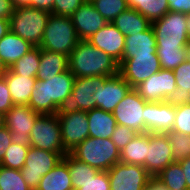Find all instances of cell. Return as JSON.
Listing matches in <instances>:
<instances>
[{"instance_id":"obj_44","label":"cell","mask_w":190,"mask_h":190,"mask_svg":"<svg viewBox=\"0 0 190 190\" xmlns=\"http://www.w3.org/2000/svg\"><path fill=\"white\" fill-rule=\"evenodd\" d=\"M12 143L10 130L3 125L0 127V163L3 160L4 154L8 147H10Z\"/></svg>"},{"instance_id":"obj_8","label":"cell","mask_w":190,"mask_h":190,"mask_svg":"<svg viewBox=\"0 0 190 190\" xmlns=\"http://www.w3.org/2000/svg\"><path fill=\"white\" fill-rule=\"evenodd\" d=\"M30 146L61 154L68 153L63 145L57 114H40L30 133Z\"/></svg>"},{"instance_id":"obj_3","label":"cell","mask_w":190,"mask_h":190,"mask_svg":"<svg viewBox=\"0 0 190 190\" xmlns=\"http://www.w3.org/2000/svg\"><path fill=\"white\" fill-rule=\"evenodd\" d=\"M69 153L99 171H108L120 162V151L110 138L88 137Z\"/></svg>"},{"instance_id":"obj_40","label":"cell","mask_w":190,"mask_h":190,"mask_svg":"<svg viewBox=\"0 0 190 190\" xmlns=\"http://www.w3.org/2000/svg\"><path fill=\"white\" fill-rule=\"evenodd\" d=\"M137 134L127 126L117 125L110 139L121 151Z\"/></svg>"},{"instance_id":"obj_14","label":"cell","mask_w":190,"mask_h":190,"mask_svg":"<svg viewBox=\"0 0 190 190\" xmlns=\"http://www.w3.org/2000/svg\"><path fill=\"white\" fill-rule=\"evenodd\" d=\"M171 163L174 158L167 135L147 132V158L143 167L154 178Z\"/></svg>"},{"instance_id":"obj_12","label":"cell","mask_w":190,"mask_h":190,"mask_svg":"<svg viewBox=\"0 0 190 190\" xmlns=\"http://www.w3.org/2000/svg\"><path fill=\"white\" fill-rule=\"evenodd\" d=\"M40 114L28 105H14L6 114L4 125L10 130L12 143L30 146V133Z\"/></svg>"},{"instance_id":"obj_1","label":"cell","mask_w":190,"mask_h":190,"mask_svg":"<svg viewBox=\"0 0 190 190\" xmlns=\"http://www.w3.org/2000/svg\"><path fill=\"white\" fill-rule=\"evenodd\" d=\"M69 71L76 77L119 74V63L87 40H80L69 57Z\"/></svg>"},{"instance_id":"obj_11","label":"cell","mask_w":190,"mask_h":190,"mask_svg":"<svg viewBox=\"0 0 190 190\" xmlns=\"http://www.w3.org/2000/svg\"><path fill=\"white\" fill-rule=\"evenodd\" d=\"M107 172L110 190H145L153 179L141 165L119 162Z\"/></svg>"},{"instance_id":"obj_9","label":"cell","mask_w":190,"mask_h":190,"mask_svg":"<svg viewBox=\"0 0 190 190\" xmlns=\"http://www.w3.org/2000/svg\"><path fill=\"white\" fill-rule=\"evenodd\" d=\"M62 159L63 156L59 153L30 146L25 165L20 170L24 181L31 190H36L42 177L51 171Z\"/></svg>"},{"instance_id":"obj_42","label":"cell","mask_w":190,"mask_h":190,"mask_svg":"<svg viewBox=\"0 0 190 190\" xmlns=\"http://www.w3.org/2000/svg\"><path fill=\"white\" fill-rule=\"evenodd\" d=\"M77 190H110V182L107 171H99L94 178L81 184Z\"/></svg>"},{"instance_id":"obj_26","label":"cell","mask_w":190,"mask_h":190,"mask_svg":"<svg viewBox=\"0 0 190 190\" xmlns=\"http://www.w3.org/2000/svg\"><path fill=\"white\" fill-rule=\"evenodd\" d=\"M177 88L169 95L166 102L172 106L190 103V60H186L174 70Z\"/></svg>"},{"instance_id":"obj_7","label":"cell","mask_w":190,"mask_h":190,"mask_svg":"<svg viewBox=\"0 0 190 190\" xmlns=\"http://www.w3.org/2000/svg\"><path fill=\"white\" fill-rule=\"evenodd\" d=\"M157 42V49H186L189 43L186 14L169 11L165 16L151 23Z\"/></svg>"},{"instance_id":"obj_35","label":"cell","mask_w":190,"mask_h":190,"mask_svg":"<svg viewBox=\"0 0 190 190\" xmlns=\"http://www.w3.org/2000/svg\"><path fill=\"white\" fill-rule=\"evenodd\" d=\"M0 190H31L20 170L0 165Z\"/></svg>"},{"instance_id":"obj_5","label":"cell","mask_w":190,"mask_h":190,"mask_svg":"<svg viewBox=\"0 0 190 190\" xmlns=\"http://www.w3.org/2000/svg\"><path fill=\"white\" fill-rule=\"evenodd\" d=\"M51 13L31 6L17 7L10 16V31L39 47Z\"/></svg>"},{"instance_id":"obj_17","label":"cell","mask_w":190,"mask_h":190,"mask_svg":"<svg viewBox=\"0 0 190 190\" xmlns=\"http://www.w3.org/2000/svg\"><path fill=\"white\" fill-rule=\"evenodd\" d=\"M175 106L165 102H148L145 105V133H166L175 121Z\"/></svg>"},{"instance_id":"obj_33","label":"cell","mask_w":190,"mask_h":190,"mask_svg":"<svg viewBox=\"0 0 190 190\" xmlns=\"http://www.w3.org/2000/svg\"><path fill=\"white\" fill-rule=\"evenodd\" d=\"M41 48L34 47L28 53L18 59L10 69L17 75L36 77L39 68Z\"/></svg>"},{"instance_id":"obj_22","label":"cell","mask_w":190,"mask_h":190,"mask_svg":"<svg viewBox=\"0 0 190 190\" xmlns=\"http://www.w3.org/2000/svg\"><path fill=\"white\" fill-rule=\"evenodd\" d=\"M3 76L14 105H28L37 78L17 75L10 68Z\"/></svg>"},{"instance_id":"obj_36","label":"cell","mask_w":190,"mask_h":190,"mask_svg":"<svg viewBox=\"0 0 190 190\" xmlns=\"http://www.w3.org/2000/svg\"><path fill=\"white\" fill-rule=\"evenodd\" d=\"M30 146H21L19 144L11 143L10 147L6 150L1 166L21 170L25 165L27 152Z\"/></svg>"},{"instance_id":"obj_32","label":"cell","mask_w":190,"mask_h":190,"mask_svg":"<svg viewBox=\"0 0 190 190\" xmlns=\"http://www.w3.org/2000/svg\"><path fill=\"white\" fill-rule=\"evenodd\" d=\"M154 179L168 190L187 189L185 175L178 162L169 164Z\"/></svg>"},{"instance_id":"obj_51","label":"cell","mask_w":190,"mask_h":190,"mask_svg":"<svg viewBox=\"0 0 190 190\" xmlns=\"http://www.w3.org/2000/svg\"><path fill=\"white\" fill-rule=\"evenodd\" d=\"M31 0H11L14 8L29 6Z\"/></svg>"},{"instance_id":"obj_46","label":"cell","mask_w":190,"mask_h":190,"mask_svg":"<svg viewBox=\"0 0 190 190\" xmlns=\"http://www.w3.org/2000/svg\"><path fill=\"white\" fill-rule=\"evenodd\" d=\"M54 0H31L29 6L38 10H44L49 13L53 12Z\"/></svg>"},{"instance_id":"obj_43","label":"cell","mask_w":190,"mask_h":190,"mask_svg":"<svg viewBox=\"0 0 190 190\" xmlns=\"http://www.w3.org/2000/svg\"><path fill=\"white\" fill-rule=\"evenodd\" d=\"M13 106L14 103L4 76H0V112L5 115Z\"/></svg>"},{"instance_id":"obj_31","label":"cell","mask_w":190,"mask_h":190,"mask_svg":"<svg viewBox=\"0 0 190 190\" xmlns=\"http://www.w3.org/2000/svg\"><path fill=\"white\" fill-rule=\"evenodd\" d=\"M63 159L68 163L73 190L81 188V184L94 178L99 172L96 168L77 160L70 153H67Z\"/></svg>"},{"instance_id":"obj_23","label":"cell","mask_w":190,"mask_h":190,"mask_svg":"<svg viewBox=\"0 0 190 190\" xmlns=\"http://www.w3.org/2000/svg\"><path fill=\"white\" fill-rule=\"evenodd\" d=\"M34 46L13 32H8L0 40V57L9 69Z\"/></svg>"},{"instance_id":"obj_54","label":"cell","mask_w":190,"mask_h":190,"mask_svg":"<svg viewBox=\"0 0 190 190\" xmlns=\"http://www.w3.org/2000/svg\"><path fill=\"white\" fill-rule=\"evenodd\" d=\"M5 122V115L0 112V127L4 125Z\"/></svg>"},{"instance_id":"obj_38","label":"cell","mask_w":190,"mask_h":190,"mask_svg":"<svg viewBox=\"0 0 190 190\" xmlns=\"http://www.w3.org/2000/svg\"><path fill=\"white\" fill-rule=\"evenodd\" d=\"M161 69L174 70L187 60L186 49H157Z\"/></svg>"},{"instance_id":"obj_10","label":"cell","mask_w":190,"mask_h":190,"mask_svg":"<svg viewBox=\"0 0 190 190\" xmlns=\"http://www.w3.org/2000/svg\"><path fill=\"white\" fill-rule=\"evenodd\" d=\"M147 103L134 88H131L112 112L117 125L127 126L138 134L145 133Z\"/></svg>"},{"instance_id":"obj_47","label":"cell","mask_w":190,"mask_h":190,"mask_svg":"<svg viewBox=\"0 0 190 190\" xmlns=\"http://www.w3.org/2000/svg\"><path fill=\"white\" fill-rule=\"evenodd\" d=\"M14 9L11 0H0V18L10 19Z\"/></svg>"},{"instance_id":"obj_41","label":"cell","mask_w":190,"mask_h":190,"mask_svg":"<svg viewBox=\"0 0 190 190\" xmlns=\"http://www.w3.org/2000/svg\"><path fill=\"white\" fill-rule=\"evenodd\" d=\"M86 0H54L52 15L71 16Z\"/></svg>"},{"instance_id":"obj_24","label":"cell","mask_w":190,"mask_h":190,"mask_svg":"<svg viewBox=\"0 0 190 190\" xmlns=\"http://www.w3.org/2000/svg\"><path fill=\"white\" fill-rule=\"evenodd\" d=\"M69 69L68 56L41 49L40 63L37 71V80H49L57 74L63 73Z\"/></svg>"},{"instance_id":"obj_27","label":"cell","mask_w":190,"mask_h":190,"mask_svg":"<svg viewBox=\"0 0 190 190\" xmlns=\"http://www.w3.org/2000/svg\"><path fill=\"white\" fill-rule=\"evenodd\" d=\"M36 190H73L68 163L62 159L42 177Z\"/></svg>"},{"instance_id":"obj_18","label":"cell","mask_w":190,"mask_h":190,"mask_svg":"<svg viewBox=\"0 0 190 190\" xmlns=\"http://www.w3.org/2000/svg\"><path fill=\"white\" fill-rule=\"evenodd\" d=\"M70 17L80 40H88L108 23L89 0H86Z\"/></svg>"},{"instance_id":"obj_15","label":"cell","mask_w":190,"mask_h":190,"mask_svg":"<svg viewBox=\"0 0 190 190\" xmlns=\"http://www.w3.org/2000/svg\"><path fill=\"white\" fill-rule=\"evenodd\" d=\"M177 88L173 70L161 69L138 84L134 89L150 103L165 102L169 95Z\"/></svg>"},{"instance_id":"obj_39","label":"cell","mask_w":190,"mask_h":190,"mask_svg":"<svg viewBox=\"0 0 190 190\" xmlns=\"http://www.w3.org/2000/svg\"><path fill=\"white\" fill-rule=\"evenodd\" d=\"M175 121L171 131L190 136V103L175 106Z\"/></svg>"},{"instance_id":"obj_30","label":"cell","mask_w":190,"mask_h":190,"mask_svg":"<svg viewBox=\"0 0 190 190\" xmlns=\"http://www.w3.org/2000/svg\"><path fill=\"white\" fill-rule=\"evenodd\" d=\"M128 8L135 9L151 23L169 12L168 0H126Z\"/></svg>"},{"instance_id":"obj_2","label":"cell","mask_w":190,"mask_h":190,"mask_svg":"<svg viewBox=\"0 0 190 190\" xmlns=\"http://www.w3.org/2000/svg\"><path fill=\"white\" fill-rule=\"evenodd\" d=\"M76 77L69 71L49 80H37L28 106L39 114H56L58 106L72 93Z\"/></svg>"},{"instance_id":"obj_52","label":"cell","mask_w":190,"mask_h":190,"mask_svg":"<svg viewBox=\"0 0 190 190\" xmlns=\"http://www.w3.org/2000/svg\"><path fill=\"white\" fill-rule=\"evenodd\" d=\"M7 70H8L7 66L4 64L2 58L0 57V76H3Z\"/></svg>"},{"instance_id":"obj_13","label":"cell","mask_w":190,"mask_h":190,"mask_svg":"<svg viewBox=\"0 0 190 190\" xmlns=\"http://www.w3.org/2000/svg\"><path fill=\"white\" fill-rule=\"evenodd\" d=\"M161 70L158 55H134L130 59H122L119 63V74L132 87L147 80Z\"/></svg>"},{"instance_id":"obj_45","label":"cell","mask_w":190,"mask_h":190,"mask_svg":"<svg viewBox=\"0 0 190 190\" xmlns=\"http://www.w3.org/2000/svg\"><path fill=\"white\" fill-rule=\"evenodd\" d=\"M169 11L190 13V0H168Z\"/></svg>"},{"instance_id":"obj_48","label":"cell","mask_w":190,"mask_h":190,"mask_svg":"<svg viewBox=\"0 0 190 190\" xmlns=\"http://www.w3.org/2000/svg\"><path fill=\"white\" fill-rule=\"evenodd\" d=\"M185 175L187 189L190 190V156L178 162Z\"/></svg>"},{"instance_id":"obj_34","label":"cell","mask_w":190,"mask_h":190,"mask_svg":"<svg viewBox=\"0 0 190 190\" xmlns=\"http://www.w3.org/2000/svg\"><path fill=\"white\" fill-rule=\"evenodd\" d=\"M90 2L107 22H113L120 13L128 9L126 0H90Z\"/></svg>"},{"instance_id":"obj_4","label":"cell","mask_w":190,"mask_h":190,"mask_svg":"<svg viewBox=\"0 0 190 190\" xmlns=\"http://www.w3.org/2000/svg\"><path fill=\"white\" fill-rule=\"evenodd\" d=\"M80 41L70 16L50 15L46 24L41 49L62 53L69 57Z\"/></svg>"},{"instance_id":"obj_28","label":"cell","mask_w":190,"mask_h":190,"mask_svg":"<svg viewBox=\"0 0 190 190\" xmlns=\"http://www.w3.org/2000/svg\"><path fill=\"white\" fill-rule=\"evenodd\" d=\"M112 23L125 37L141 33L151 26L147 18L130 8L120 13Z\"/></svg>"},{"instance_id":"obj_55","label":"cell","mask_w":190,"mask_h":190,"mask_svg":"<svg viewBox=\"0 0 190 190\" xmlns=\"http://www.w3.org/2000/svg\"><path fill=\"white\" fill-rule=\"evenodd\" d=\"M186 50H187V59L190 60V42L186 46Z\"/></svg>"},{"instance_id":"obj_19","label":"cell","mask_w":190,"mask_h":190,"mask_svg":"<svg viewBox=\"0 0 190 190\" xmlns=\"http://www.w3.org/2000/svg\"><path fill=\"white\" fill-rule=\"evenodd\" d=\"M87 41L114 58L118 63L121 62L125 47V36L112 22H108Z\"/></svg>"},{"instance_id":"obj_50","label":"cell","mask_w":190,"mask_h":190,"mask_svg":"<svg viewBox=\"0 0 190 190\" xmlns=\"http://www.w3.org/2000/svg\"><path fill=\"white\" fill-rule=\"evenodd\" d=\"M145 190H168L154 178L150 181V184L146 187ZM180 190H188V189H180Z\"/></svg>"},{"instance_id":"obj_49","label":"cell","mask_w":190,"mask_h":190,"mask_svg":"<svg viewBox=\"0 0 190 190\" xmlns=\"http://www.w3.org/2000/svg\"><path fill=\"white\" fill-rule=\"evenodd\" d=\"M8 32H10V22H9V19H2V18H0V40Z\"/></svg>"},{"instance_id":"obj_21","label":"cell","mask_w":190,"mask_h":190,"mask_svg":"<svg viewBox=\"0 0 190 190\" xmlns=\"http://www.w3.org/2000/svg\"><path fill=\"white\" fill-rule=\"evenodd\" d=\"M134 55H157V42L152 26L141 33L125 37L122 59H130Z\"/></svg>"},{"instance_id":"obj_29","label":"cell","mask_w":190,"mask_h":190,"mask_svg":"<svg viewBox=\"0 0 190 190\" xmlns=\"http://www.w3.org/2000/svg\"><path fill=\"white\" fill-rule=\"evenodd\" d=\"M147 158V132L137 134L121 151L120 162L143 166Z\"/></svg>"},{"instance_id":"obj_25","label":"cell","mask_w":190,"mask_h":190,"mask_svg":"<svg viewBox=\"0 0 190 190\" xmlns=\"http://www.w3.org/2000/svg\"><path fill=\"white\" fill-rule=\"evenodd\" d=\"M89 122V137L110 138L114 133L117 122L112 112H107L99 108L87 111Z\"/></svg>"},{"instance_id":"obj_37","label":"cell","mask_w":190,"mask_h":190,"mask_svg":"<svg viewBox=\"0 0 190 190\" xmlns=\"http://www.w3.org/2000/svg\"><path fill=\"white\" fill-rule=\"evenodd\" d=\"M170 142L174 162H179L190 156V136L174 131L165 133Z\"/></svg>"},{"instance_id":"obj_16","label":"cell","mask_w":190,"mask_h":190,"mask_svg":"<svg viewBox=\"0 0 190 190\" xmlns=\"http://www.w3.org/2000/svg\"><path fill=\"white\" fill-rule=\"evenodd\" d=\"M65 150L69 153L89 137V122L86 111L57 115Z\"/></svg>"},{"instance_id":"obj_6","label":"cell","mask_w":190,"mask_h":190,"mask_svg":"<svg viewBox=\"0 0 190 190\" xmlns=\"http://www.w3.org/2000/svg\"><path fill=\"white\" fill-rule=\"evenodd\" d=\"M108 78L107 76L76 78L71 95L61 102L56 114L65 115L95 109L96 100H98V89Z\"/></svg>"},{"instance_id":"obj_53","label":"cell","mask_w":190,"mask_h":190,"mask_svg":"<svg viewBox=\"0 0 190 190\" xmlns=\"http://www.w3.org/2000/svg\"><path fill=\"white\" fill-rule=\"evenodd\" d=\"M186 18H187L188 39H189V42H190V13L186 14Z\"/></svg>"},{"instance_id":"obj_20","label":"cell","mask_w":190,"mask_h":190,"mask_svg":"<svg viewBox=\"0 0 190 190\" xmlns=\"http://www.w3.org/2000/svg\"><path fill=\"white\" fill-rule=\"evenodd\" d=\"M132 87L120 74L109 77L98 89L96 108L113 112L117 104L125 97Z\"/></svg>"}]
</instances>
